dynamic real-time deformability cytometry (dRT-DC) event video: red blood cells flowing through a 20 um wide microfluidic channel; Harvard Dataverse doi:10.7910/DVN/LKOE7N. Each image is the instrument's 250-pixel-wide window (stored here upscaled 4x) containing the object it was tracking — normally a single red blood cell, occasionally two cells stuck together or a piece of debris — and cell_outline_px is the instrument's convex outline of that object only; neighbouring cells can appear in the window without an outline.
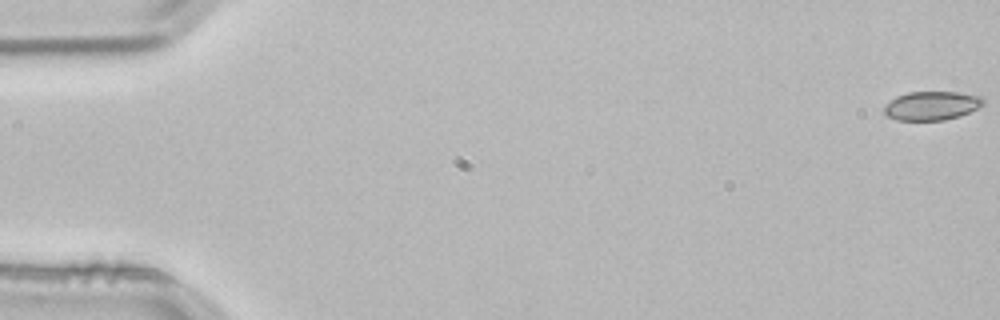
{"species": "common noctule bat (a hibernating species)", "species_latin": "Nyctalus noctula", "temperature_condition": "room temperature", "stored_images_in_passage": 5, "camera_frame_rate_fps": 3000, "um_per_image_px": 0.085, "animal": {"sex": "male", "body_mass_g": 21.5, "forearm_length_mm": 52.0}, "frame": {"image": 1, "passage_image": 1, "time_ms": 0.0, "image_size_px": [1000, 320], "cell_outline_px": [[984, 104], [980, 108], [960, 116], [944, 120], [896, 120], [888, 116], [884, 112], [884, 108], [896, 96], [908, 92], [956, 92], [984, 96]], "centroid_in_image_um": [79.26, 8.98], "position_along_channel_um": 5.7, "area_um2": 16.7}}